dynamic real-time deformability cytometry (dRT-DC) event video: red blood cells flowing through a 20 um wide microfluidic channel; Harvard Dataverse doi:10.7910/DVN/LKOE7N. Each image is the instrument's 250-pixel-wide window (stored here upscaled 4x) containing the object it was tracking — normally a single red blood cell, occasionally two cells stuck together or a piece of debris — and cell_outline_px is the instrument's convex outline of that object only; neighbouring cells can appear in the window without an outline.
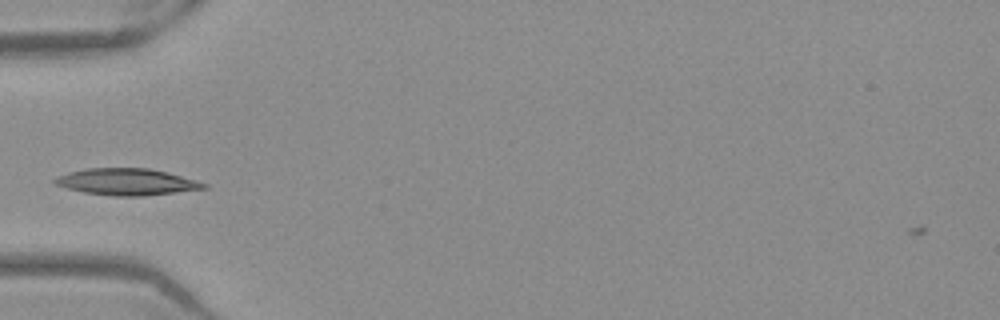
{"species": "Egyptian fruit bat (a non-hibernating species)", "species_latin": "Rousettus aegyptiacus", "temperature_condition": "warm", "stored_images_in_passage": 36, "camera_frame_rate_fps": 3000, "um_per_image_px": 0.085, "frame": {"image": 1, "passage_image": 1, "time_ms": 0.0, "image_size_px": [1000, 320], "cell_outline_px": [[208, 188], [144, 196], [116, 196], [84, 192], [68, 188], [56, 184], [52, 180], [56, 176], [68, 172], [84, 168], [148, 168], [168, 172], [196, 180], [208, 184]], "centroid_in_image_um": [10.78, 15.45], "position_along_channel_um": 74.2, "area_um2": 23.12}}
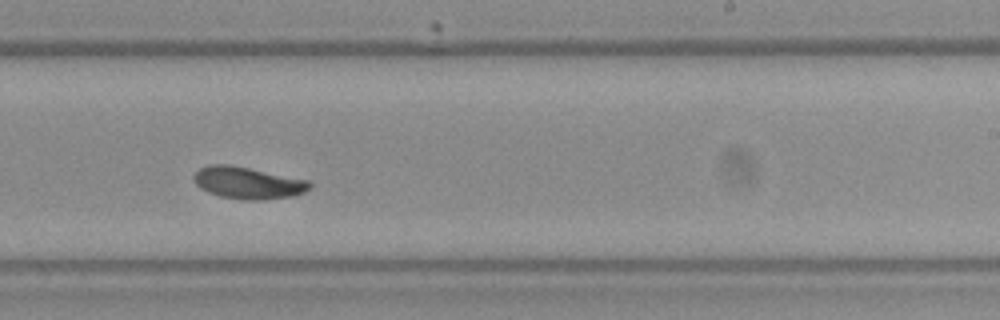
{"frame": {"image": 2, "passage_image": 16, "time_ms": 5.0, "image_size_px": [1000, 320], "cell_outline_px": [[312, 188], [304, 192], [292, 196], [264, 200], [240, 200], [220, 196], [208, 192], [200, 188], [196, 184], [192, 176], [200, 168], [208, 164], [228, 164], [308, 180], [312, 184]], "centroid_in_image_um": [21.06, 15.55], "position_along_channel_um": 267.9, "area_um2": 21.62}}
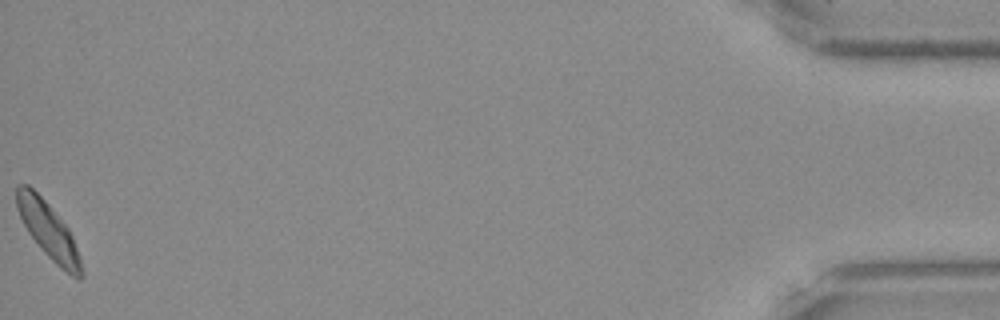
{"frame": {"image": 3, "passage_image": 36, "time_ms": 11.667, "image_size_px": [1000, 320], "cell_outline_px": [[84, 276], [80, 280], [72, 276], [60, 268], [44, 252], [28, 232], [16, 208], [16, 188], [20, 184], [28, 184], [44, 200], [68, 228], [72, 236], [80, 256], [84, 272]], "centroid_in_image_um": [4.13, 19.63], "position_along_channel_um": 431.1, "area_um2": 20.92}}